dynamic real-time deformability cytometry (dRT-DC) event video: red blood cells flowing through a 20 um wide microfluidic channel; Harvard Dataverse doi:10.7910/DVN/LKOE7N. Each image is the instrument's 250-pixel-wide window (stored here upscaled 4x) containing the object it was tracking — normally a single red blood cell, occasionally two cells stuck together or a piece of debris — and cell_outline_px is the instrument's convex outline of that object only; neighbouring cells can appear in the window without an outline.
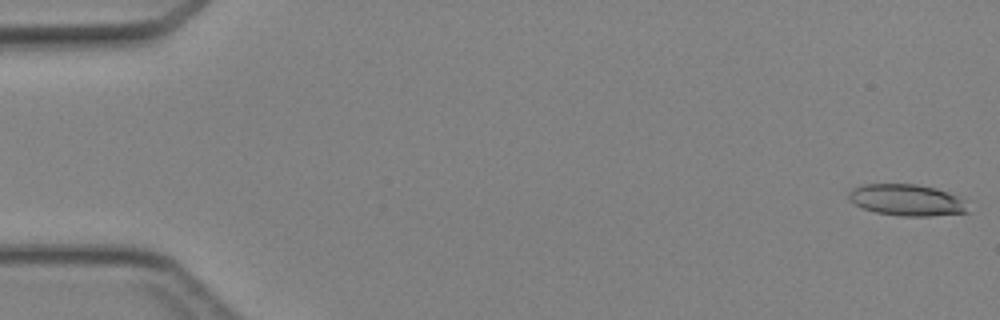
{"species": "Egyptian fruit bat (a non-hibernating species)", "species_latin": "Rousettus aegyptiacus", "temperature_condition": "cold", "stored_images_in_passage": 46, "camera_frame_rate_fps": 3000, "um_per_image_px": 0.085, "animal": {"sex": "female"}, "frame": {"image": 1, "passage_image": 1, "time_ms": 0.0, "image_size_px": [1000, 320], "cell_outline_px": [[968, 212], [932, 216], [900, 216], [876, 212], [864, 208], [848, 200], [848, 192], [852, 188], [864, 184], [916, 184], [936, 188], [948, 192], [964, 200]], "centroid_in_image_um": [77.05, 17.0], "position_along_channel_um": 7.9, "area_um2": 21.79}}
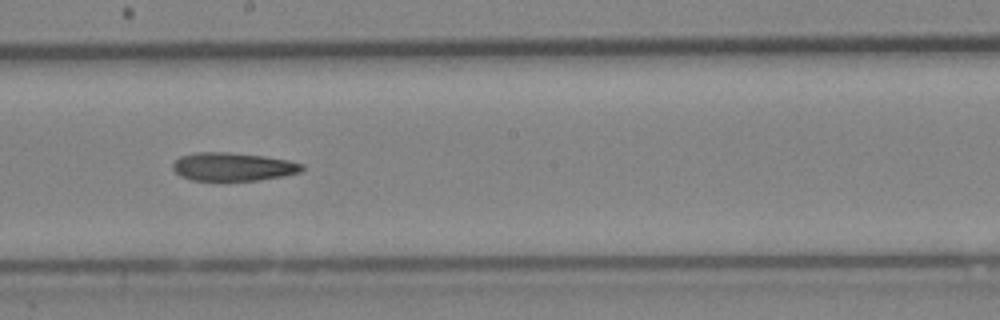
{"frame": {"image": 2, "passage_image": 26, "time_ms": 8.333, "image_size_px": [1000, 320], "cell_outline_px": [[304, 168], [300, 172], [284, 176], [256, 180], [192, 180], [180, 176], [172, 168], [172, 164], [180, 156], [196, 152], [228, 152], [264, 156], [288, 160], [304, 164]], "centroid_in_image_um": [19.8, 14.16], "position_along_channel_um": 228.4, "area_um2": 21.27}}
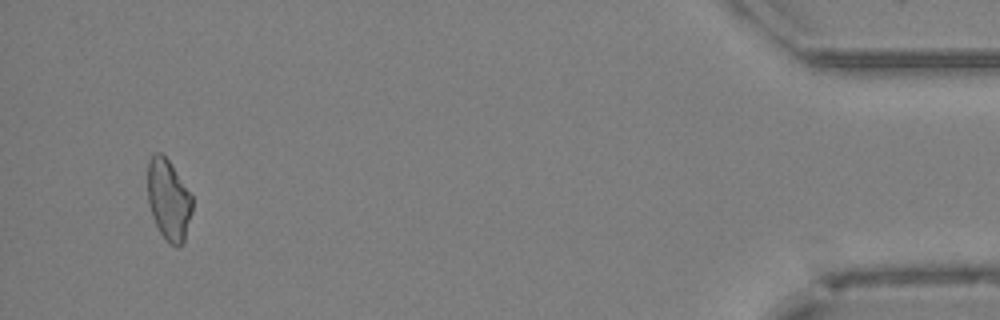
{"frame": {"image": 3, "passage_image": 44, "time_ms": 14.333, "image_size_px": [1000, 320], "cell_outline_px": [[192, 212], [184, 240], [176, 248], [160, 232], [152, 216], [148, 204], [148, 160], [156, 152], [160, 152], [168, 160], [192, 196]], "centroid_in_image_um": [14.32, 16.97], "position_along_channel_um": 420.9, "area_um2": 20.63}}